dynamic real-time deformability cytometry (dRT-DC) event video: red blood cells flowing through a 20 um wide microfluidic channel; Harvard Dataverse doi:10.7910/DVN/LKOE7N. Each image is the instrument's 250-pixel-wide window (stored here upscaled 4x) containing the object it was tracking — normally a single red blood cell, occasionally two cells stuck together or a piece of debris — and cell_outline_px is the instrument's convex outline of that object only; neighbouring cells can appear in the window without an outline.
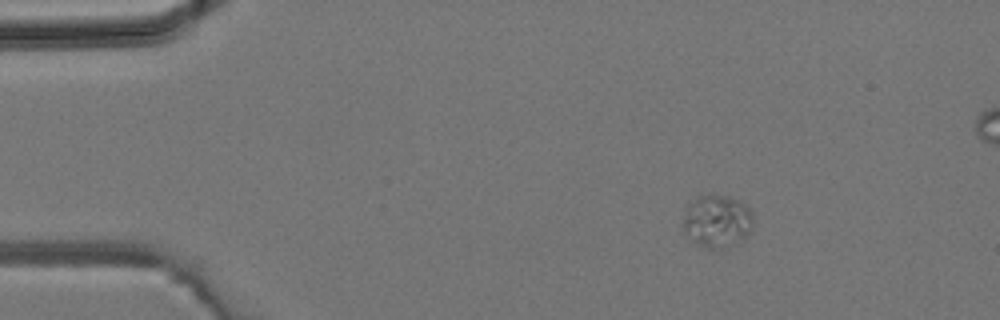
{"species": "common noctule bat (a hibernating species)", "species_latin": "Nyctalus noctula", "temperature_condition": "room temperature", "stored_images_in_passage": 38, "segment_of_instrument_passage": [1, 2], "camera_frame_rate_fps": 3000, "um_per_image_px": 0.085, "animal": {"sex": "male", "body_mass_g": 19.2, "forearm_length_mm": 51.8}, "frame": {"image": 1, "passage_image": 1, "time_ms": 0.0, "image_size_px": [1000, 320], "cell_outline_px": [[752, 232], [748, 236], [724, 248], [708, 248], [692, 240], [684, 232], [684, 216], [688, 200], [696, 196], [712, 192], [728, 196], [740, 200], [752, 212]], "centroid_in_image_um": [60.94, 18.73], "position_along_channel_um": 24.1, "area_um2": 21.91}}
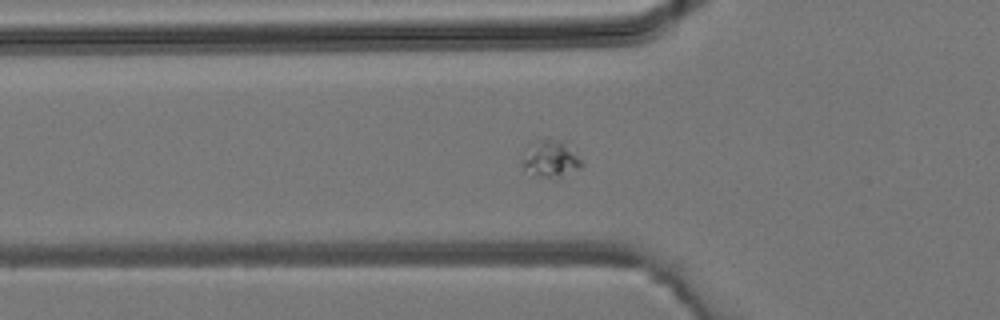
{"frame": {"image": 2, "passage_image": 9, "time_ms": 2.667, "image_size_px": [1000, 320], "cell_outline_px": [[584, 164], [580, 168], [560, 176], [532, 176], [520, 164], [520, 160], [524, 148], [528, 144], [536, 140], [564, 140]], "centroid_in_image_um": [46.71, 13.47], "position_along_channel_um": 79.1, "area_um2": 12.83}}
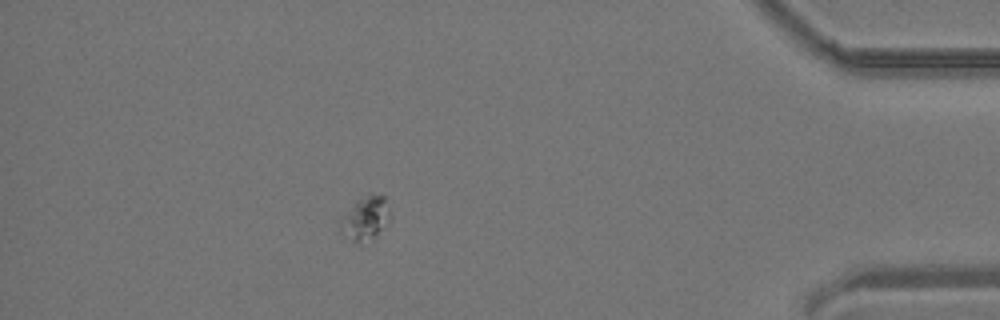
{"frame": {"image": 3, "passage_image": 32, "time_ms": 10.333, "image_size_px": [1000, 320], "cell_outline_px": [[392, 216], [372, 240], [360, 244], [356, 244], [344, 236], [340, 232], [336, 220], [356, 200], [368, 192], [380, 192], [384, 196]], "centroid_in_image_um": [31.0, 18.53], "position_along_channel_um": 404.2, "area_um2": 13.58}}